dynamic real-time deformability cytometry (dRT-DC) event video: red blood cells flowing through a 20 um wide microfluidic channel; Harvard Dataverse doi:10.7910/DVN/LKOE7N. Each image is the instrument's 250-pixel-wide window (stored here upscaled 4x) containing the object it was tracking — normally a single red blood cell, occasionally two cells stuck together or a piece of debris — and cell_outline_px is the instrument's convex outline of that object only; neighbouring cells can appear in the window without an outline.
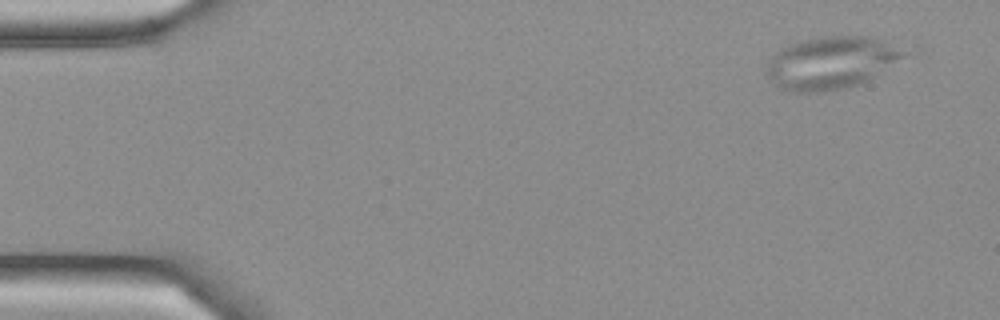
{"species": "Egyptian fruit bat (a non-hibernating species)", "species_latin": "Rousettus aegyptiacus", "temperature_condition": "cold", "stored_images_in_passage": 6, "camera_frame_rate_fps": 3000, "um_per_image_px": 0.085, "frame": {"image": 1, "passage_image": 6, "time_ms": 1.667, "image_size_px": [1000, 320], "cell_outline_px": [[904, 56], [868, 80], [844, 88], [820, 92], [796, 92], [780, 88], [764, 72], [764, 68], [768, 60], [780, 48], [796, 40], [824, 36], [868, 36], [884, 40], [904, 52]], "centroid_in_image_um": [70.54, 5.32], "position_along_channel_um": 14.5, "area_um2": 41.67}}